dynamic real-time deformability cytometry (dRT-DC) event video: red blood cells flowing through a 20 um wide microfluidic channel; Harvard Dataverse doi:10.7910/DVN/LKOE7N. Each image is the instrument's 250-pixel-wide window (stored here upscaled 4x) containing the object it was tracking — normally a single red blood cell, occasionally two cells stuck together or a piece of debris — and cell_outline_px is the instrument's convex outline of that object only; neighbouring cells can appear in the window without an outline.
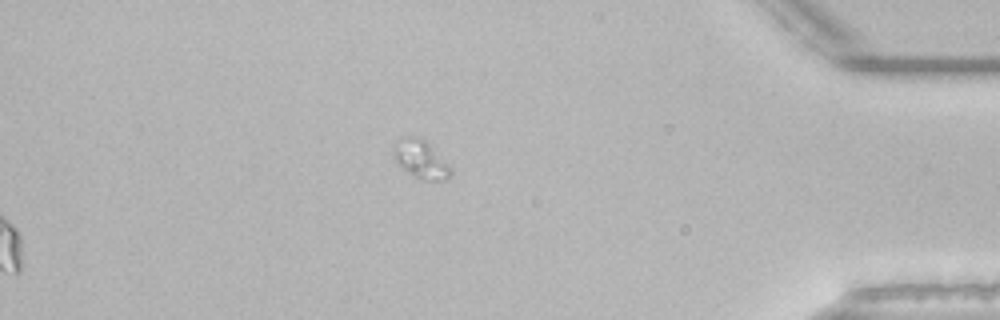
{"species": "common noctule bat (a hibernating species)", "species_latin": "Nyctalus noctula", "temperature_condition": "room temperature", "stored_images_in_passage": 42, "camera_frame_rate_fps": 3000, "um_per_image_px": 0.085, "animal": {"sex": "male", "body_mass_g": 21.5, "forearm_length_mm": 52.0}, "frame": {"image": 1, "passage_image": 35, "time_ms": 11.333, "image_size_px": [1000, 320], "cell_outline_px": [[452, 172], [444, 180], [420, 180], [404, 168], [392, 156], [392, 148], [396, 140], [408, 136], [416, 136], [424, 140], [452, 168]], "centroid_in_image_um": [35.73, 13.53], "position_along_channel_um": 399.5, "area_um2": 12.43}}